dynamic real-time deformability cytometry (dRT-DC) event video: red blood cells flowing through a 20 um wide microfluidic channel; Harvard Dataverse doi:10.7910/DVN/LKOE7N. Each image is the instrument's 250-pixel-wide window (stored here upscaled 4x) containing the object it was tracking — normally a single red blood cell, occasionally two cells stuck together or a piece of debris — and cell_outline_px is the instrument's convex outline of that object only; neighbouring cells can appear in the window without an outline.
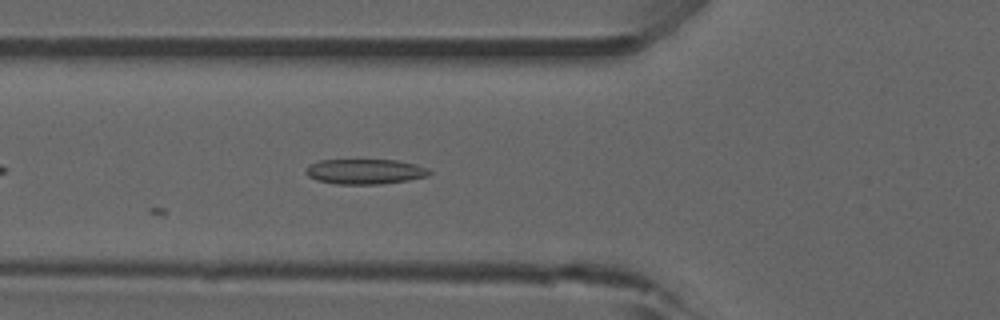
{"species": "common noctule bat (a hibernating species)", "species_latin": "Nyctalus noctula", "temperature_condition": "room temperature", "stored_images_in_passage": 38, "camera_frame_rate_fps": 3000, "um_per_image_px": 0.085, "animal": {"sex": "male", "forearm_length_mm": 52.5}, "frame": {"image": 1, "passage_image": 4, "time_ms": 1.0, "image_size_px": [1000, 320], "cell_outline_px": [[432, 172], [428, 176], [408, 180], [380, 184], [336, 184], [316, 180], [308, 176], [304, 172], [304, 168], [308, 164], [320, 160], [396, 160], [416, 164], [428, 168]], "centroid_in_image_um": [30.99, 14.58], "position_along_channel_um": 94.8, "area_um2": 18.26}}